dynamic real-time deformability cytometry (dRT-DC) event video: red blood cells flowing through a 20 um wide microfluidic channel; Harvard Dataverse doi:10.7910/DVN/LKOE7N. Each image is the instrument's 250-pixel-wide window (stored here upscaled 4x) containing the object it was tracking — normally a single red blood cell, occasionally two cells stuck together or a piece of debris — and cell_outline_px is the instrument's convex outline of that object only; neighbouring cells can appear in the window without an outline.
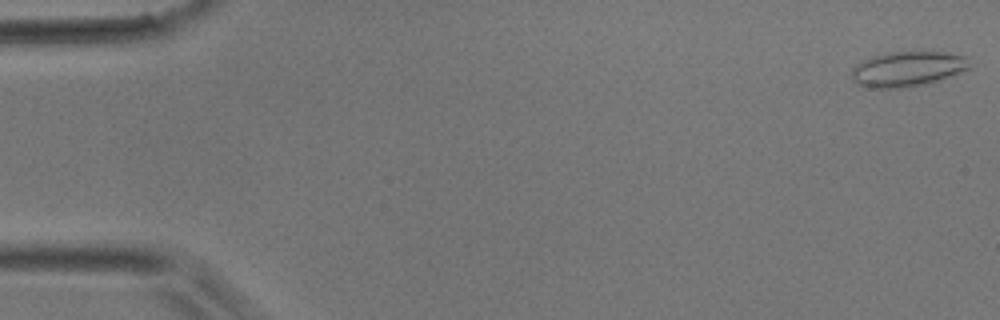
{"species": "common noctule bat (a hibernating species)", "species_latin": "Nyctalus noctula", "temperature_condition": "room temperature", "stored_images_in_passage": 10, "camera_frame_rate_fps": 3000, "um_per_image_px": 0.085, "animal": {"sex": "male", "body_mass_g": 17.9}, "frame": {"image": 1, "passage_image": 1, "time_ms": 0.0, "image_size_px": [1000, 320], "cell_outline_px": [[972, 68], [924, 84], [908, 88], [872, 88], [856, 84], [852, 80], [852, 68], [856, 64], [872, 56], [884, 52], [948, 52], [968, 56]], "centroid_in_image_um": [77.14, 5.85], "position_along_channel_um": 7.9, "area_um2": 24.33}}